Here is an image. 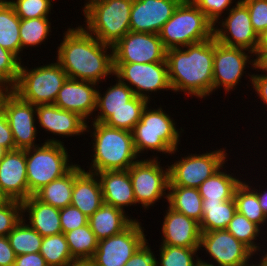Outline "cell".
Listing matches in <instances>:
<instances>
[{
    "label": "cell",
    "instance_id": "6da1fadb",
    "mask_svg": "<svg viewBox=\"0 0 267 266\" xmlns=\"http://www.w3.org/2000/svg\"><path fill=\"white\" fill-rule=\"evenodd\" d=\"M63 34L56 61L68 78L98 85L108 75L114 76L112 46L100 42L81 25L68 28Z\"/></svg>",
    "mask_w": 267,
    "mask_h": 266
},
{
    "label": "cell",
    "instance_id": "7a4b0ae2",
    "mask_svg": "<svg viewBox=\"0 0 267 266\" xmlns=\"http://www.w3.org/2000/svg\"><path fill=\"white\" fill-rule=\"evenodd\" d=\"M185 48V49H184ZM172 91L207 98L212 94L214 37L183 48L166 50Z\"/></svg>",
    "mask_w": 267,
    "mask_h": 266
},
{
    "label": "cell",
    "instance_id": "3957f363",
    "mask_svg": "<svg viewBox=\"0 0 267 266\" xmlns=\"http://www.w3.org/2000/svg\"><path fill=\"white\" fill-rule=\"evenodd\" d=\"M92 125L93 158L88 172L128 170L138 161L140 157L135 150L131 131L98 122H92Z\"/></svg>",
    "mask_w": 267,
    "mask_h": 266
},
{
    "label": "cell",
    "instance_id": "277c9868",
    "mask_svg": "<svg viewBox=\"0 0 267 266\" xmlns=\"http://www.w3.org/2000/svg\"><path fill=\"white\" fill-rule=\"evenodd\" d=\"M133 0H91L83 7L86 27L100 42L114 46L130 31Z\"/></svg>",
    "mask_w": 267,
    "mask_h": 266
},
{
    "label": "cell",
    "instance_id": "5b68a950",
    "mask_svg": "<svg viewBox=\"0 0 267 266\" xmlns=\"http://www.w3.org/2000/svg\"><path fill=\"white\" fill-rule=\"evenodd\" d=\"M166 50L183 48L214 37V24L191 1H181L159 32Z\"/></svg>",
    "mask_w": 267,
    "mask_h": 266
},
{
    "label": "cell",
    "instance_id": "8992f818",
    "mask_svg": "<svg viewBox=\"0 0 267 266\" xmlns=\"http://www.w3.org/2000/svg\"><path fill=\"white\" fill-rule=\"evenodd\" d=\"M162 106L150 109L148 104L143 109L140 121L135 125L132 132L135 150L140 157L143 151H156L158 153L175 154L180 144L181 132L176 128L175 121ZM179 142V143H178Z\"/></svg>",
    "mask_w": 267,
    "mask_h": 266
},
{
    "label": "cell",
    "instance_id": "52a82bcc",
    "mask_svg": "<svg viewBox=\"0 0 267 266\" xmlns=\"http://www.w3.org/2000/svg\"><path fill=\"white\" fill-rule=\"evenodd\" d=\"M60 140L47 138L42 145L25 149L29 197L75 165L69 161L68 149Z\"/></svg>",
    "mask_w": 267,
    "mask_h": 266
},
{
    "label": "cell",
    "instance_id": "ba28073f",
    "mask_svg": "<svg viewBox=\"0 0 267 266\" xmlns=\"http://www.w3.org/2000/svg\"><path fill=\"white\" fill-rule=\"evenodd\" d=\"M21 64L18 80L11 89L22 100L35 106L54 104L59 90L68 78L59 63L27 69Z\"/></svg>",
    "mask_w": 267,
    "mask_h": 266
},
{
    "label": "cell",
    "instance_id": "9c48e42d",
    "mask_svg": "<svg viewBox=\"0 0 267 266\" xmlns=\"http://www.w3.org/2000/svg\"><path fill=\"white\" fill-rule=\"evenodd\" d=\"M158 157L139 159L129 169L136 204L145 210L153 206L161 198L168 197L169 166H160ZM165 169V170H164Z\"/></svg>",
    "mask_w": 267,
    "mask_h": 266
},
{
    "label": "cell",
    "instance_id": "30bf717a",
    "mask_svg": "<svg viewBox=\"0 0 267 266\" xmlns=\"http://www.w3.org/2000/svg\"><path fill=\"white\" fill-rule=\"evenodd\" d=\"M226 151L220 148L202 154L184 155L169 166V186L198 188L225 164L228 158Z\"/></svg>",
    "mask_w": 267,
    "mask_h": 266
},
{
    "label": "cell",
    "instance_id": "8fae6325",
    "mask_svg": "<svg viewBox=\"0 0 267 266\" xmlns=\"http://www.w3.org/2000/svg\"><path fill=\"white\" fill-rule=\"evenodd\" d=\"M113 66L116 79L129 86L135 96L144 98L148 102L151 99L149 92L172 91L167 62L113 63Z\"/></svg>",
    "mask_w": 267,
    "mask_h": 266
},
{
    "label": "cell",
    "instance_id": "7c38bea8",
    "mask_svg": "<svg viewBox=\"0 0 267 266\" xmlns=\"http://www.w3.org/2000/svg\"><path fill=\"white\" fill-rule=\"evenodd\" d=\"M0 109L6 115L13 134L15 150H25L39 146L35 144L36 106L22 100L11 89L5 90L0 98Z\"/></svg>",
    "mask_w": 267,
    "mask_h": 266
},
{
    "label": "cell",
    "instance_id": "4fadbf2b",
    "mask_svg": "<svg viewBox=\"0 0 267 266\" xmlns=\"http://www.w3.org/2000/svg\"><path fill=\"white\" fill-rule=\"evenodd\" d=\"M134 220L125 230L99 240L97 250L89 260L94 266H124L146 241L144 227Z\"/></svg>",
    "mask_w": 267,
    "mask_h": 266
},
{
    "label": "cell",
    "instance_id": "5bb4252c",
    "mask_svg": "<svg viewBox=\"0 0 267 266\" xmlns=\"http://www.w3.org/2000/svg\"><path fill=\"white\" fill-rule=\"evenodd\" d=\"M252 55L254 56V53L247 49L223 45L214 37L212 93L218 88L220 89V86L226 91L225 93L228 92L227 94L229 91L235 90L246 72L244 71L246 65L250 64L255 67L257 64L255 58L253 60L250 58Z\"/></svg>",
    "mask_w": 267,
    "mask_h": 266
},
{
    "label": "cell",
    "instance_id": "9a60e30c",
    "mask_svg": "<svg viewBox=\"0 0 267 266\" xmlns=\"http://www.w3.org/2000/svg\"><path fill=\"white\" fill-rule=\"evenodd\" d=\"M227 13L228 16L216 22L221 28L214 25L216 41L226 46L244 48L255 53L259 35L253 28L247 6L238 0Z\"/></svg>",
    "mask_w": 267,
    "mask_h": 266
},
{
    "label": "cell",
    "instance_id": "2e32d148",
    "mask_svg": "<svg viewBox=\"0 0 267 266\" xmlns=\"http://www.w3.org/2000/svg\"><path fill=\"white\" fill-rule=\"evenodd\" d=\"M199 247H204L216 265L199 259L201 263L210 266H254L249 263L254 253L226 229L202 232Z\"/></svg>",
    "mask_w": 267,
    "mask_h": 266
},
{
    "label": "cell",
    "instance_id": "e0dca14e",
    "mask_svg": "<svg viewBox=\"0 0 267 266\" xmlns=\"http://www.w3.org/2000/svg\"><path fill=\"white\" fill-rule=\"evenodd\" d=\"M167 62L159 34L129 31L113 46V63Z\"/></svg>",
    "mask_w": 267,
    "mask_h": 266
},
{
    "label": "cell",
    "instance_id": "ac0fdd59",
    "mask_svg": "<svg viewBox=\"0 0 267 266\" xmlns=\"http://www.w3.org/2000/svg\"><path fill=\"white\" fill-rule=\"evenodd\" d=\"M181 0H133L130 31L159 34Z\"/></svg>",
    "mask_w": 267,
    "mask_h": 266
},
{
    "label": "cell",
    "instance_id": "d6986e66",
    "mask_svg": "<svg viewBox=\"0 0 267 266\" xmlns=\"http://www.w3.org/2000/svg\"><path fill=\"white\" fill-rule=\"evenodd\" d=\"M0 195L20 202L29 197L25 150L7 151L0 160Z\"/></svg>",
    "mask_w": 267,
    "mask_h": 266
},
{
    "label": "cell",
    "instance_id": "ffe728a7",
    "mask_svg": "<svg viewBox=\"0 0 267 266\" xmlns=\"http://www.w3.org/2000/svg\"><path fill=\"white\" fill-rule=\"evenodd\" d=\"M96 83L67 78L54 104L60 109L75 112L86 121L96 110ZM91 115V116H90Z\"/></svg>",
    "mask_w": 267,
    "mask_h": 266
},
{
    "label": "cell",
    "instance_id": "44dd1931",
    "mask_svg": "<svg viewBox=\"0 0 267 266\" xmlns=\"http://www.w3.org/2000/svg\"><path fill=\"white\" fill-rule=\"evenodd\" d=\"M36 116L41 128L55 136L85 135L90 129L89 120L87 122L79 114L60 109L55 104L37 105Z\"/></svg>",
    "mask_w": 267,
    "mask_h": 266
},
{
    "label": "cell",
    "instance_id": "7402d4cb",
    "mask_svg": "<svg viewBox=\"0 0 267 266\" xmlns=\"http://www.w3.org/2000/svg\"><path fill=\"white\" fill-rule=\"evenodd\" d=\"M200 224L168 206L163 224L161 244L186 248H200Z\"/></svg>",
    "mask_w": 267,
    "mask_h": 266
},
{
    "label": "cell",
    "instance_id": "603a6c76",
    "mask_svg": "<svg viewBox=\"0 0 267 266\" xmlns=\"http://www.w3.org/2000/svg\"><path fill=\"white\" fill-rule=\"evenodd\" d=\"M103 204L102 189L97 174L75 164V180L71 205L90 217Z\"/></svg>",
    "mask_w": 267,
    "mask_h": 266
},
{
    "label": "cell",
    "instance_id": "cb8c5ba5",
    "mask_svg": "<svg viewBox=\"0 0 267 266\" xmlns=\"http://www.w3.org/2000/svg\"><path fill=\"white\" fill-rule=\"evenodd\" d=\"M96 174L102 189L103 203L122 211L129 205H136L128 170L104 171Z\"/></svg>",
    "mask_w": 267,
    "mask_h": 266
},
{
    "label": "cell",
    "instance_id": "d4e9b609",
    "mask_svg": "<svg viewBox=\"0 0 267 266\" xmlns=\"http://www.w3.org/2000/svg\"><path fill=\"white\" fill-rule=\"evenodd\" d=\"M22 212H28L29 225L42 237L62 233L60 209L38 200L31 195L22 201Z\"/></svg>",
    "mask_w": 267,
    "mask_h": 266
},
{
    "label": "cell",
    "instance_id": "484cf974",
    "mask_svg": "<svg viewBox=\"0 0 267 266\" xmlns=\"http://www.w3.org/2000/svg\"><path fill=\"white\" fill-rule=\"evenodd\" d=\"M125 211L103 203L101 207L88 218L91 230L98 240H102L125 230L134 220Z\"/></svg>",
    "mask_w": 267,
    "mask_h": 266
},
{
    "label": "cell",
    "instance_id": "4316f807",
    "mask_svg": "<svg viewBox=\"0 0 267 266\" xmlns=\"http://www.w3.org/2000/svg\"><path fill=\"white\" fill-rule=\"evenodd\" d=\"M134 96L133 90L119 79L116 84L107 88L105 94H101L98 89L95 112L99 111V114L93 117L92 122L104 123L114 111L126 107Z\"/></svg>",
    "mask_w": 267,
    "mask_h": 266
},
{
    "label": "cell",
    "instance_id": "83f0119b",
    "mask_svg": "<svg viewBox=\"0 0 267 266\" xmlns=\"http://www.w3.org/2000/svg\"><path fill=\"white\" fill-rule=\"evenodd\" d=\"M167 201L168 206L175 211L183 213L189 218L201 222L203 217L202 202L198 188L169 186Z\"/></svg>",
    "mask_w": 267,
    "mask_h": 266
},
{
    "label": "cell",
    "instance_id": "f1b7e54d",
    "mask_svg": "<svg viewBox=\"0 0 267 266\" xmlns=\"http://www.w3.org/2000/svg\"><path fill=\"white\" fill-rule=\"evenodd\" d=\"M224 166L225 164L198 187L203 201L234 199L235 191L242 180L234 177L233 173L224 172Z\"/></svg>",
    "mask_w": 267,
    "mask_h": 266
},
{
    "label": "cell",
    "instance_id": "f546056e",
    "mask_svg": "<svg viewBox=\"0 0 267 266\" xmlns=\"http://www.w3.org/2000/svg\"><path fill=\"white\" fill-rule=\"evenodd\" d=\"M74 180L75 165L65 175L38 190L34 196L44 203L62 209L71 205Z\"/></svg>",
    "mask_w": 267,
    "mask_h": 266
},
{
    "label": "cell",
    "instance_id": "4dcf8cb0",
    "mask_svg": "<svg viewBox=\"0 0 267 266\" xmlns=\"http://www.w3.org/2000/svg\"><path fill=\"white\" fill-rule=\"evenodd\" d=\"M202 208L203 217L199 223L201 232L227 229L237 211L234 199L203 201Z\"/></svg>",
    "mask_w": 267,
    "mask_h": 266
},
{
    "label": "cell",
    "instance_id": "1f68e13d",
    "mask_svg": "<svg viewBox=\"0 0 267 266\" xmlns=\"http://www.w3.org/2000/svg\"><path fill=\"white\" fill-rule=\"evenodd\" d=\"M19 32L20 18L8 0H0V46L22 60Z\"/></svg>",
    "mask_w": 267,
    "mask_h": 266
},
{
    "label": "cell",
    "instance_id": "d6a6232c",
    "mask_svg": "<svg viewBox=\"0 0 267 266\" xmlns=\"http://www.w3.org/2000/svg\"><path fill=\"white\" fill-rule=\"evenodd\" d=\"M65 237L70 254L76 261L90 260L97 250L99 240L91 230L89 223L66 232Z\"/></svg>",
    "mask_w": 267,
    "mask_h": 266
},
{
    "label": "cell",
    "instance_id": "836d02e7",
    "mask_svg": "<svg viewBox=\"0 0 267 266\" xmlns=\"http://www.w3.org/2000/svg\"><path fill=\"white\" fill-rule=\"evenodd\" d=\"M23 214L21 221L7 235L10 246L14 250L16 256L21 254L39 253L43 237L33 229L29 224H26Z\"/></svg>",
    "mask_w": 267,
    "mask_h": 266
},
{
    "label": "cell",
    "instance_id": "e575fe53",
    "mask_svg": "<svg viewBox=\"0 0 267 266\" xmlns=\"http://www.w3.org/2000/svg\"><path fill=\"white\" fill-rule=\"evenodd\" d=\"M234 200L237 212L243 214L260 228L266 226L267 217L262 211L256 193L249 187V183L241 182L235 191Z\"/></svg>",
    "mask_w": 267,
    "mask_h": 266
},
{
    "label": "cell",
    "instance_id": "d590c367",
    "mask_svg": "<svg viewBox=\"0 0 267 266\" xmlns=\"http://www.w3.org/2000/svg\"><path fill=\"white\" fill-rule=\"evenodd\" d=\"M39 253L48 266H70L76 261L70 254L64 233L44 236Z\"/></svg>",
    "mask_w": 267,
    "mask_h": 266
},
{
    "label": "cell",
    "instance_id": "8d00e7d4",
    "mask_svg": "<svg viewBox=\"0 0 267 266\" xmlns=\"http://www.w3.org/2000/svg\"><path fill=\"white\" fill-rule=\"evenodd\" d=\"M150 104L146 99L134 96L127 102V106L114 113L104 122L111 128L124 129L132 131L135 125L140 121L143 109Z\"/></svg>",
    "mask_w": 267,
    "mask_h": 266
},
{
    "label": "cell",
    "instance_id": "74e56055",
    "mask_svg": "<svg viewBox=\"0 0 267 266\" xmlns=\"http://www.w3.org/2000/svg\"><path fill=\"white\" fill-rule=\"evenodd\" d=\"M51 32V22L48 17L20 19L21 51L24 48L36 47L42 44Z\"/></svg>",
    "mask_w": 267,
    "mask_h": 266
},
{
    "label": "cell",
    "instance_id": "f35d334b",
    "mask_svg": "<svg viewBox=\"0 0 267 266\" xmlns=\"http://www.w3.org/2000/svg\"><path fill=\"white\" fill-rule=\"evenodd\" d=\"M226 230L246 245L254 254L257 255L258 253L256 252L262 248L259 243L257 245L255 240L259 237L260 231L264 229L249 221L243 214L236 211Z\"/></svg>",
    "mask_w": 267,
    "mask_h": 266
},
{
    "label": "cell",
    "instance_id": "ab89813d",
    "mask_svg": "<svg viewBox=\"0 0 267 266\" xmlns=\"http://www.w3.org/2000/svg\"><path fill=\"white\" fill-rule=\"evenodd\" d=\"M198 250L200 248L161 244L159 248L160 258L158 259L160 261L156 260V266H196L200 259L197 255Z\"/></svg>",
    "mask_w": 267,
    "mask_h": 266
},
{
    "label": "cell",
    "instance_id": "60d3db41",
    "mask_svg": "<svg viewBox=\"0 0 267 266\" xmlns=\"http://www.w3.org/2000/svg\"><path fill=\"white\" fill-rule=\"evenodd\" d=\"M22 61L10 51L0 46V85L12 89L19 77Z\"/></svg>",
    "mask_w": 267,
    "mask_h": 266
},
{
    "label": "cell",
    "instance_id": "b9f144b4",
    "mask_svg": "<svg viewBox=\"0 0 267 266\" xmlns=\"http://www.w3.org/2000/svg\"><path fill=\"white\" fill-rule=\"evenodd\" d=\"M53 0H9L20 19L49 17Z\"/></svg>",
    "mask_w": 267,
    "mask_h": 266
},
{
    "label": "cell",
    "instance_id": "7bdbcfd3",
    "mask_svg": "<svg viewBox=\"0 0 267 266\" xmlns=\"http://www.w3.org/2000/svg\"><path fill=\"white\" fill-rule=\"evenodd\" d=\"M22 218L20 201L9 199L0 201V236H7Z\"/></svg>",
    "mask_w": 267,
    "mask_h": 266
},
{
    "label": "cell",
    "instance_id": "ee69618b",
    "mask_svg": "<svg viewBox=\"0 0 267 266\" xmlns=\"http://www.w3.org/2000/svg\"><path fill=\"white\" fill-rule=\"evenodd\" d=\"M216 25L222 14L228 12L234 0H191ZM221 17V18H220Z\"/></svg>",
    "mask_w": 267,
    "mask_h": 266
},
{
    "label": "cell",
    "instance_id": "f6af8a7d",
    "mask_svg": "<svg viewBox=\"0 0 267 266\" xmlns=\"http://www.w3.org/2000/svg\"><path fill=\"white\" fill-rule=\"evenodd\" d=\"M250 14L251 23L258 35L267 30V0H241Z\"/></svg>",
    "mask_w": 267,
    "mask_h": 266
},
{
    "label": "cell",
    "instance_id": "bcb514c9",
    "mask_svg": "<svg viewBox=\"0 0 267 266\" xmlns=\"http://www.w3.org/2000/svg\"><path fill=\"white\" fill-rule=\"evenodd\" d=\"M88 216L83 214L78 208L69 205L60 209V223L62 233L72 231L88 224Z\"/></svg>",
    "mask_w": 267,
    "mask_h": 266
},
{
    "label": "cell",
    "instance_id": "7dc6e473",
    "mask_svg": "<svg viewBox=\"0 0 267 266\" xmlns=\"http://www.w3.org/2000/svg\"><path fill=\"white\" fill-rule=\"evenodd\" d=\"M147 244L148 242L146 241L139 247L124 266H156L157 258Z\"/></svg>",
    "mask_w": 267,
    "mask_h": 266
},
{
    "label": "cell",
    "instance_id": "c3c4849f",
    "mask_svg": "<svg viewBox=\"0 0 267 266\" xmlns=\"http://www.w3.org/2000/svg\"><path fill=\"white\" fill-rule=\"evenodd\" d=\"M265 72L266 74H249V80L252 84L253 90H255L256 94L259 96L260 100L263 101L262 103L267 105V70H265L260 64H256L253 68Z\"/></svg>",
    "mask_w": 267,
    "mask_h": 266
},
{
    "label": "cell",
    "instance_id": "681fc988",
    "mask_svg": "<svg viewBox=\"0 0 267 266\" xmlns=\"http://www.w3.org/2000/svg\"><path fill=\"white\" fill-rule=\"evenodd\" d=\"M0 146L7 151L15 150V142L6 115L0 109Z\"/></svg>",
    "mask_w": 267,
    "mask_h": 266
},
{
    "label": "cell",
    "instance_id": "f907efd6",
    "mask_svg": "<svg viewBox=\"0 0 267 266\" xmlns=\"http://www.w3.org/2000/svg\"><path fill=\"white\" fill-rule=\"evenodd\" d=\"M16 255L7 236H0V266H14Z\"/></svg>",
    "mask_w": 267,
    "mask_h": 266
},
{
    "label": "cell",
    "instance_id": "816d5d0a",
    "mask_svg": "<svg viewBox=\"0 0 267 266\" xmlns=\"http://www.w3.org/2000/svg\"><path fill=\"white\" fill-rule=\"evenodd\" d=\"M14 266H48L40 253L21 254L16 256Z\"/></svg>",
    "mask_w": 267,
    "mask_h": 266
},
{
    "label": "cell",
    "instance_id": "f5cc1de1",
    "mask_svg": "<svg viewBox=\"0 0 267 266\" xmlns=\"http://www.w3.org/2000/svg\"><path fill=\"white\" fill-rule=\"evenodd\" d=\"M254 55L257 64H260L267 57V30L259 35L258 46Z\"/></svg>",
    "mask_w": 267,
    "mask_h": 266
},
{
    "label": "cell",
    "instance_id": "db71d44e",
    "mask_svg": "<svg viewBox=\"0 0 267 266\" xmlns=\"http://www.w3.org/2000/svg\"><path fill=\"white\" fill-rule=\"evenodd\" d=\"M249 187L256 193L257 198L259 200V204L262 208V211L265 214V216L267 217V189H265L266 191L264 190V191L260 192V190L255 189V187L252 188L253 186H251V185Z\"/></svg>",
    "mask_w": 267,
    "mask_h": 266
},
{
    "label": "cell",
    "instance_id": "11a10c76",
    "mask_svg": "<svg viewBox=\"0 0 267 266\" xmlns=\"http://www.w3.org/2000/svg\"><path fill=\"white\" fill-rule=\"evenodd\" d=\"M70 266H94L89 260L75 261Z\"/></svg>",
    "mask_w": 267,
    "mask_h": 266
},
{
    "label": "cell",
    "instance_id": "9f6ffc18",
    "mask_svg": "<svg viewBox=\"0 0 267 266\" xmlns=\"http://www.w3.org/2000/svg\"><path fill=\"white\" fill-rule=\"evenodd\" d=\"M260 261H259V264L256 263V265L254 264V266H267V252L262 253V258H259Z\"/></svg>",
    "mask_w": 267,
    "mask_h": 266
},
{
    "label": "cell",
    "instance_id": "6f0895ef",
    "mask_svg": "<svg viewBox=\"0 0 267 266\" xmlns=\"http://www.w3.org/2000/svg\"><path fill=\"white\" fill-rule=\"evenodd\" d=\"M6 152H7V150L5 148H3L2 146H0V160L3 158V156Z\"/></svg>",
    "mask_w": 267,
    "mask_h": 266
},
{
    "label": "cell",
    "instance_id": "680465c9",
    "mask_svg": "<svg viewBox=\"0 0 267 266\" xmlns=\"http://www.w3.org/2000/svg\"><path fill=\"white\" fill-rule=\"evenodd\" d=\"M260 65L267 70V57L260 63Z\"/></svg>",
    "mask_w": 267,
    "mask_h": 266
},
{
    "label": "cell",
    "instance_id": "91938a15",
    "mask_svg": "<svg viewBox=\"0 0 267 266\" xmlns=\"http://www.w3.org/2000/svg\"><path fill=\"white\" fill-rule=\"evenodd\" d=\"M5 91V89L0 85V98H1V95L2 93Z\"/></svg>",
    "mask_w": 267,
    "mask_h": 266
},
{
    "label": "cell",
    "instance_id": "94428289",
    "mask_svg": "<svg viewBox=\"0 0 267 266\" xmlns=\"http://www.w3.org/2000/svg\"><path fill=\"white\" fill-rule=\"evenodd\" d=\"M196 266H210V265L199 262Z\"/></svg>",
    "mask_w": 267,
    "mask_h": 266
}]
</instances>
